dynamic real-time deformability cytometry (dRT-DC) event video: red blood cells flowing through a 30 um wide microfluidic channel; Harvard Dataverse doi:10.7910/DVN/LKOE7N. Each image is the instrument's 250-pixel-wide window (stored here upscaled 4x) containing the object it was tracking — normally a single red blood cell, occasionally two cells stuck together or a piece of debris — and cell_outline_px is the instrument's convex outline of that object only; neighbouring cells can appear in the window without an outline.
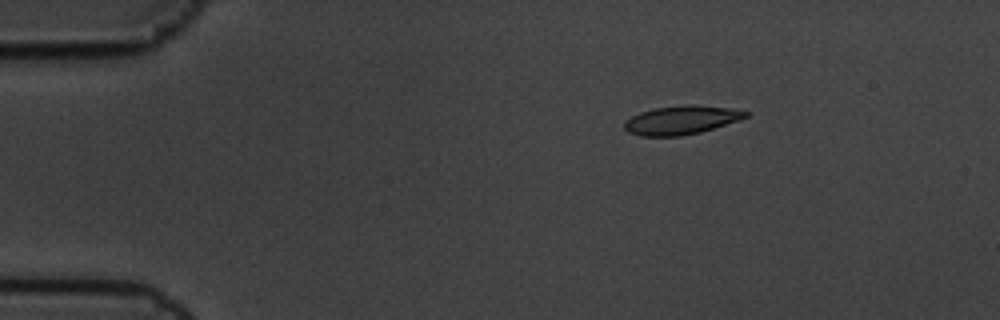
{"species": "common noctule bat (a hibernating species)", "species_latin": "Nyctalus noctula", "temperature_condition": "cold", "stored_images_in_passage": 3, "camera_frame_rate_fps": 3000, "um_per_image_px": 0.085, "animal": {"sex": "male", "body_mass_g": 19.5, "forearm_length_mm": 54.6}, "frame": {"image": 1, "passage_image": 1, "time_ms": 0.0, "image_size_px": [1000, 320], "cell_outline_px": [[748, 116], [740, 120], [700, 132], [680, 136], [640, 136], [628, 132], [624, 128], [624, 124], [632, 116], [640, 112], [656, 108], [684, 104], [692, 104], [728, 108], [748, 112]], "centroid_in_image_um": [57.9, 10.2], "position_along_channel_um": 27.1, "area_um2": 20.11}}